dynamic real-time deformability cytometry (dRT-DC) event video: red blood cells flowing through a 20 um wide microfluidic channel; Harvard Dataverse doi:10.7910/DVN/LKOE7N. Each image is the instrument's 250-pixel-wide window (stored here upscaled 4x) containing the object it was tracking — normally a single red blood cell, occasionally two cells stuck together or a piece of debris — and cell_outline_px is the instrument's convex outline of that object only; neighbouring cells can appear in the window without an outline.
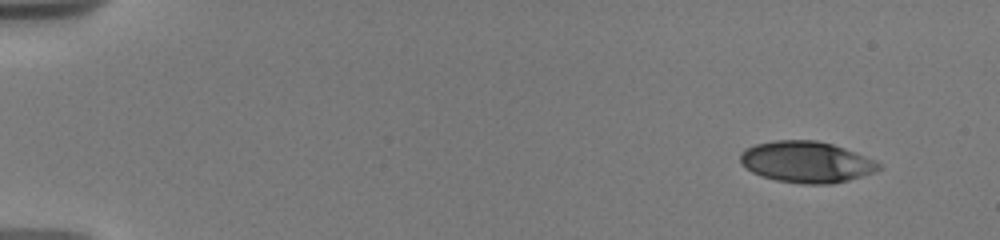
{"species": "human", "species_latin": "Homo sapiens", "temperature_condition": "warm", "stored_images_in_passage": 23, "camera_frame_rate_fps": 3000, "um_per_image_px": 0.085, "donor": {"sex": "male"}, "frame": {"image": 1, "passage_image": 1, "time_ms": 0.0, "image_size_px": [1000, 240], "cell_outline_px": [[884, 168], [876, 172], [848, 180], [832, 184], [800, 184], [776, 180], [752, 172], [740, 160], [740, 152], [744, 148], [756, 144], [776, 140], [816, 140], [832, 144], [844, 148], [876, 160]], "centroid_in_image_um": [68.58, 13.77], "position_along_channel_um": 16.4, "area_um2": 33.35}}
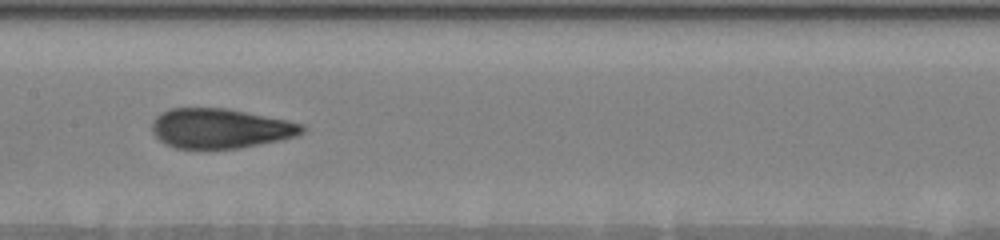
{"frame": {"image": 2, "passage_image": 12, "time_ms": 8.333, "image_size_px": [1000, 240], "cell_outline_px": [[304, 132], [296, 136], [280, 140], [240, 148], [204, 152], [176, 148], [164, 144], [152, 132], [152, 120], [160, 112], [168, 108], [228, 108], [288, 120], [304, 124]], "centroid_in_image_um": [18.68, 10.95], "position_along_channel_um": 188.7, "area_um2": 35.89}}
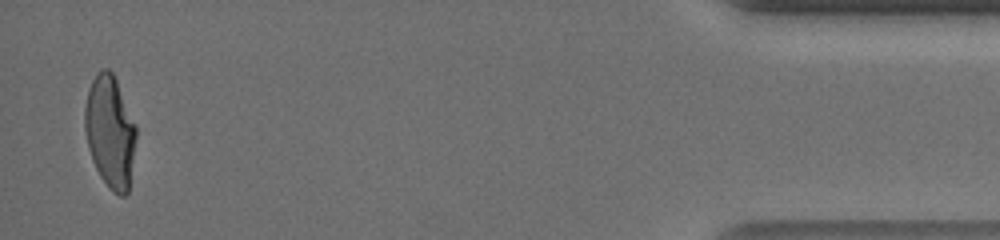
{"frame": {"image": 3, "passage_image": 23, "time_ms": 16.667, "image_size_px": [1000, 240], "cell_outline_px": [[136, 140], [128, 192], [124, 196], [120, 196], [112, 192], [108, 188], [100, 176], [92, 160], [88, 148], [84, 128], [84, 108], [88, 92], [92, 80], [96, 72], [100, 68], [108, 68], [112, 72], [116, 80], [136, 124]], "centroid_in_image_um": [9.35, 11.2], "position_along_channel_um": 425.9, "area_um2": 33.76}, "authors_computed_cell_mechanics": {"area_um2": 34.102, "velocity_mm_per_s": 3.6891, "shape_relaxation_time_tau1_ms": 7.8111, "shape_relaxation_time_tau2_ms": 0.9472, "deformation_change_tau1": 0.2611, "deformation_change_tau2": 0.0587}}